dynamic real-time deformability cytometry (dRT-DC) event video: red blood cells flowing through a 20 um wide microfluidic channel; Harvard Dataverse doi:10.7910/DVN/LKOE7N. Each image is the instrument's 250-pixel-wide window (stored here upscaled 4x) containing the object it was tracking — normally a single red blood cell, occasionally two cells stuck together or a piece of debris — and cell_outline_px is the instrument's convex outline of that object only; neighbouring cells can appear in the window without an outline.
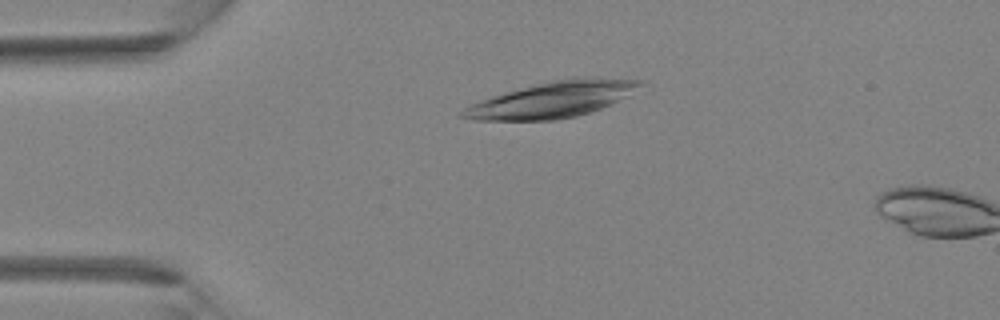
{"species": "Egyptian fruit bat (a non-hibernating species)", "species_latin": "Rousettus aegyptiacus", "temperature_condition": "room temperature", "stored_images_in_passage": 3, "camera_frame_rate_fps": 3000, "um_per_image_px": 0.085, "animal": {"sex": "female"}, "frame": {"image": 1, "passage_image": 1, "time_ms": 0.0, "image_size_px": [1000, 320], "cell_outline_px": [[648, 84], [628, 96], [600, 108], [576, 116], [556, 120], [476, 120], [460, 116], [460, 112], [464, 108], [472, 104], [492, 96], [548, 80], [572, 76], [644, 80]], "centroid_in_image_um": [47.04, 8.43], "position_along_channel_um": 38.0, "area_um2": 37.28}}